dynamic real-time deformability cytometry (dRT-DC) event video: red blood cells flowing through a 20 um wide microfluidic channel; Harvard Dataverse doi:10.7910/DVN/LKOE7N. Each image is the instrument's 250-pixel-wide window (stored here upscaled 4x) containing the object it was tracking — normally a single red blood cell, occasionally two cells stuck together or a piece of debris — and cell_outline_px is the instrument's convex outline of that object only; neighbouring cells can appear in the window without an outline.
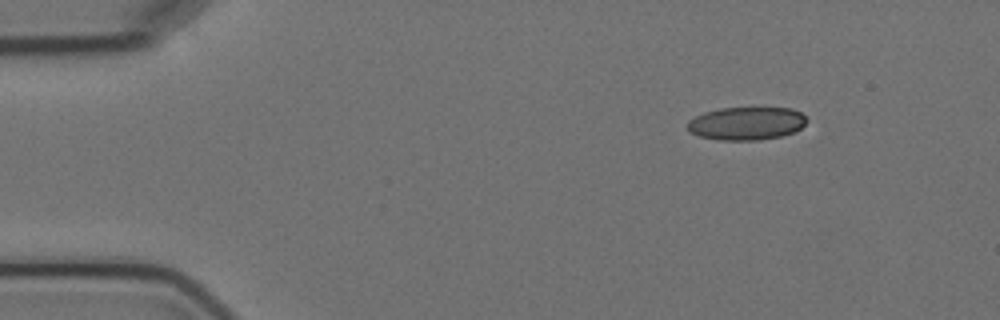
{"species": "Egyptian fruit bat (a non-hibernating species)", "species_latin": "Rousettus aegyptiacus", "temperature_condition": "cold", "stored_images_in_passage": 4, "camera_frame_rate_fps": 3000, "um_per_image_px": 0.085, "animal": {"sex": "female"}, "frame": {"image": 1, "passage_image": 1, "time_ms": 0.0, "image_size_px": [1000, 320], "cell_outline_px": [[808, 120], [796, 132], [780, 136], [760, 140], [716, 140], [700, 136], [688, 132], [688, 120], [704, 112], [720, 108], [792, 108], [800, 112]], "centroid_in_image_um": [63.44, 10.49], "position_along_channel_um": 21.6, "area_um2": 23.06}}
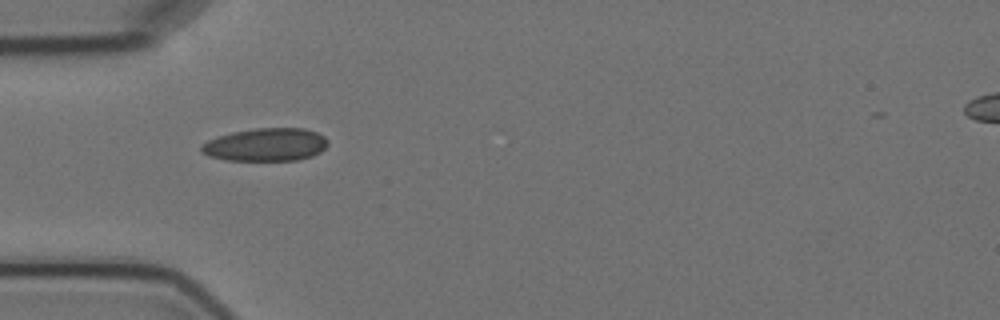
{"frame": {"image": 2, "passage_image": 3, "time_ms": 3.333, "image_size_px": [1000, 320], "cell_outline_px": [[328, 144], [320, 152], [312, 156], [296, 160], [224, 160], [208, 156], [200, 152], [200, 144], [208, 140], [232, 132], [256, 128], [304, 128], [316, 132], [324, 136], [328, 140]], "centroid_in_image_um": [22.57, 12.3], "position_along_channel_um": 62.4, "area_um2": 24.39}}
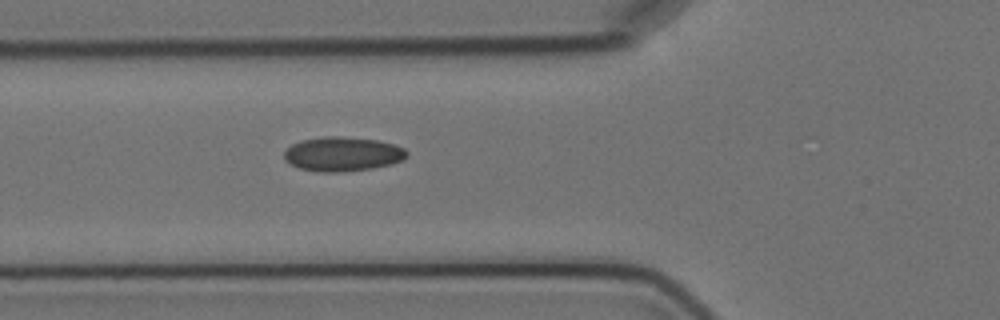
{"frame": {"image": 3, "passage_image": 4, "time_ms": 4.333, "image_size_px": [1000, 320], "cell_outline_px": [[408, 156], [404, 160], [392, 164], [372, 168], [344, 172], [320, 172], [300, 168], [284, 160], [284, 152], [292, 144], [300, 140], [324, 136], [340, 136], [376, 140], [392, 144], [404, 148], [408, 152]], "centroid_in_image_um": [29.13, 13.09], "position_along_channel_um": 96.7, "area_um2": 24.62}}